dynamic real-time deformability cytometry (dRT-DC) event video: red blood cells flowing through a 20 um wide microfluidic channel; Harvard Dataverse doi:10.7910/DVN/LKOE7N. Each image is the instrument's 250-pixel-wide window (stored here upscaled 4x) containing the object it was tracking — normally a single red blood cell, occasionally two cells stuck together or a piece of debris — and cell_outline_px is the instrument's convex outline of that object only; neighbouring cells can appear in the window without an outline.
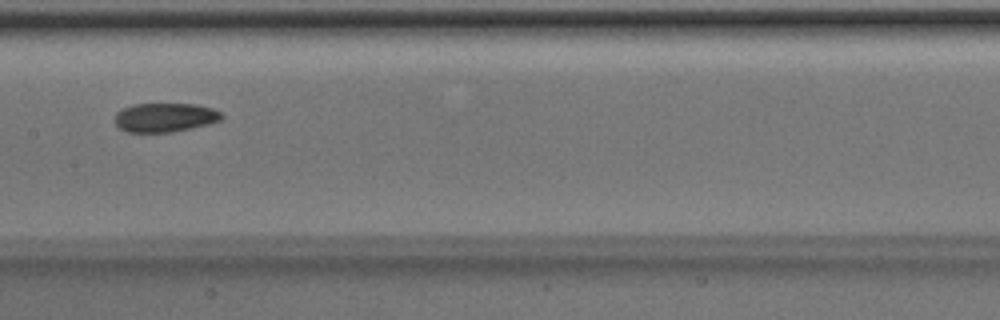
{"species": "Egyptian fruit bat (a non-hibernating species)", "species_latin": "Rousettus aegyptiacus", "temperature_condition": "room temperature", "stored_images_in_passage": 8, "camera_frame_rate_fps": 3000, "um_per_image_px": 0.085, "animal": {"sex": "male"}, "frame": {"image": 1, "passage_image": 8, "time_ms": 2.333, "image_size_px": [1000, 320], "cell_outline_px": [[224, 116], [220, 120], [208, 124], [192, 128], [172, 132], [128, 132], [120, 128], [116, 124], [116, 112], [132, 104], [196, 104], [212, 108], [220, 112]], "centroid_in_image_um": [14.03, 9.98], "position_along_channel_um": 193.4, "area_um2": 17.98}}